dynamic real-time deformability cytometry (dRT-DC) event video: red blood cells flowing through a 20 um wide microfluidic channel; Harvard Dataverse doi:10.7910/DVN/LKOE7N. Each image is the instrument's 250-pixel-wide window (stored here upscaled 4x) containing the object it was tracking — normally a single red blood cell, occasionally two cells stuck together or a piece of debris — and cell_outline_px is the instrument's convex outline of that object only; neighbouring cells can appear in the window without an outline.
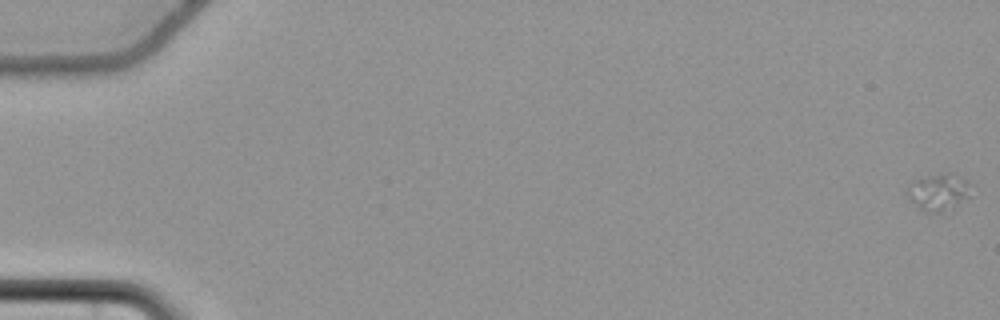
{"species": "common noctule bat (a hibernating species)", "species_latin": "Nyctalus noctula", "temperature_condition": "cold", "stored_images_in_passage": 60, "camera_frame_rate_fps": 3000, "um_per_image_px": 0.085, "animal": {"sex": "female", "body_mass_g": 22.7, "forearm_length_mm": 54.2}, "frame": {"image": 1, "passage_image": 1, "time_ms": 0.0, "image_size_px": [1000, 320], "cell_outline_px": [[972, 196], [948, 216], [944, 216], [924, 212], [908, 196], [908, 184], [912, 180], [944, 172], [948, 172], [964, 180], [968, 184]], "centroid_in_image_um": [79.84, 16.43], "position_along_channel_um": 5.2, "area_um2": 14.45}}
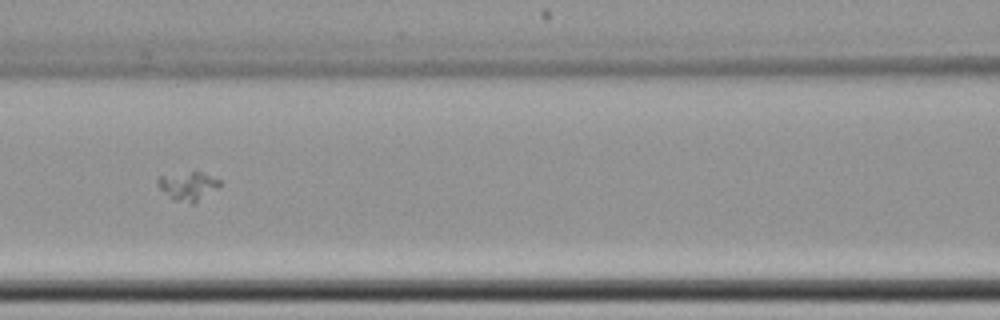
{"frame": {"image": 2, "passage_image": 29, "time_ms": 9.333, "image_size_px": [1000, 320], "cell_outline_px": [[220, 184], [216, 188], [196, 204], [192, 204], [176, 200], [164, 192], [156, 184], [156, 180], [160, 176], [192, 172], [200, 172], [220, 180]], "centroid_in_image_um": [15.97, 15.83], "position_along_channel_um": 150.6, "area_um2": 10.06}}
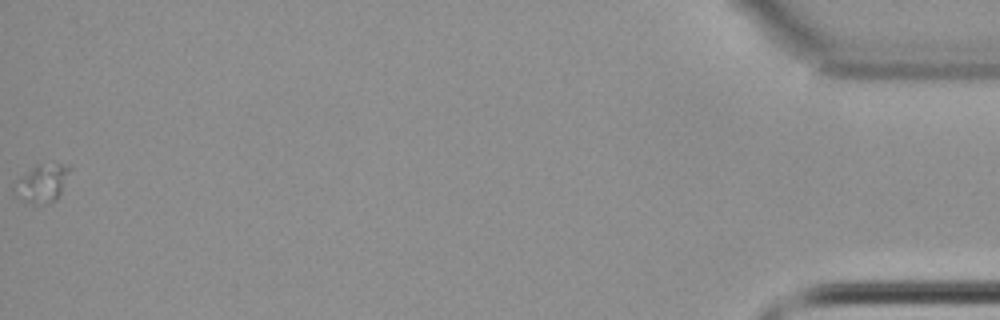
{"frame": {"image": 3, "passage_image": 60, "time_ms": 19.667, "image_size_px": [1000, 320], "cell_outline_px": [[72, 168], [56, 200], [40, 204], [32, 204], [20, 200], [12, 196], [12, 188], [36, 164], [72, 164]], "centroid_in_image_um": [3.57, 15.59], "position_along_channel_um": 431.6, "area_um2": 12.2}}